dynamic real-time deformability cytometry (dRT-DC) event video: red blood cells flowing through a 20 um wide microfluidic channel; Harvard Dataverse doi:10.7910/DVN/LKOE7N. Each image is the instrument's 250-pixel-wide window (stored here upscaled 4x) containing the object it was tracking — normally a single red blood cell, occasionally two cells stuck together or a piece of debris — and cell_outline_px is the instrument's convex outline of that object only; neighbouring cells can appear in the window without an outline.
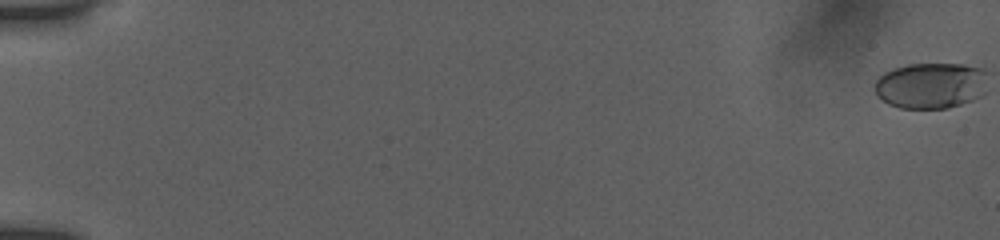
{"species": "human", "species_latin": "Homo sapiens", "temperature_condition": "room temperature", "stored_images_in_passage": 59, "camera_frame_rate_fps": 3000, "um_per_image_px": 0.085, "donor": {"sex": "female"}, "frame": {"image": 1, "passage_image": 1, "time_ms": 0.0, "image_size_px": [1000, 240], "cell_outline_px": [[984, 72], [972, 100], [948, 108], [900, 108], [888, 104], [876, 92], [876, 80], [884, 72], [896, 68], [912, 64], [960, 64], [980, 68]], "centroid_in_image_um": [78.97, 7.27], "position_along_channel_um": 6.0, "area_um2": 28.78}}
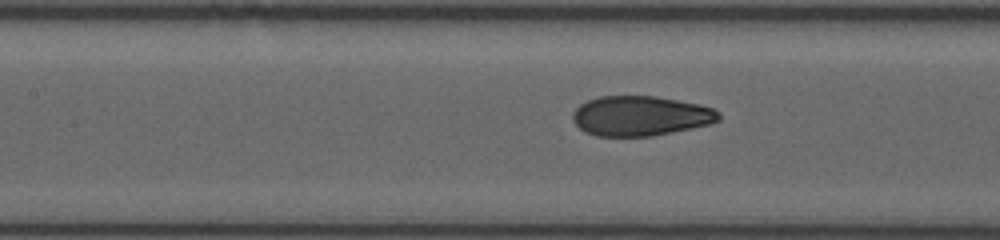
{"frame": {"image": 2, "passage_image": 36, "time_ms": 9.0, "image_size_px": [1000, 240], "cell_outline_px": [[720, 120], [708, 124], [692, 128], [652, 136], [596, 136], [584, 132], [572, 120], [572, 112], [580, 104], [588, 100], [600, 96], [656, 96], [696, 104], [712, 108], [720, 112]], "centroid_in_image_um": [54.41, 9.85], "position_along_channel_um": 153.0, "area_um2": 33.87}}
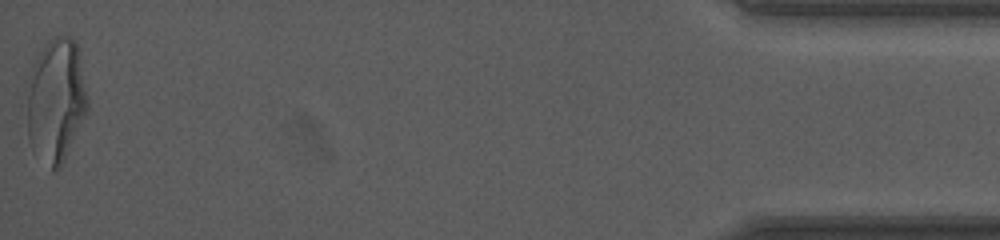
{"frame": {"image": 3, "passage_image": 59, "time_ms": 18.333, "image_size_px": [1000, 240], "cell_outline_px": [[88, 112], [60, 168], [52, 172], [28, 136], [20, 104], [24, 88], [32, 68], [40, 52], [48, 40], [56, 36], [68, 36], [76, 44], [88, 100]], "centroid_in_image_um": [4.68, 8.54], "position_along_channel_um": 430.5, "area_um2": 44.51}, "authors_computed_cell_mechanics": {"area_um2": 33.6396, "velocity_mm_per_s": 3.8786, "shape_relaxation_time_tau1_ms": 4.9991, "shape_relaxation_time_tau2_ms": null, "deformation_change_tau1": 0.1959, "deformation_change_tau2": null}}